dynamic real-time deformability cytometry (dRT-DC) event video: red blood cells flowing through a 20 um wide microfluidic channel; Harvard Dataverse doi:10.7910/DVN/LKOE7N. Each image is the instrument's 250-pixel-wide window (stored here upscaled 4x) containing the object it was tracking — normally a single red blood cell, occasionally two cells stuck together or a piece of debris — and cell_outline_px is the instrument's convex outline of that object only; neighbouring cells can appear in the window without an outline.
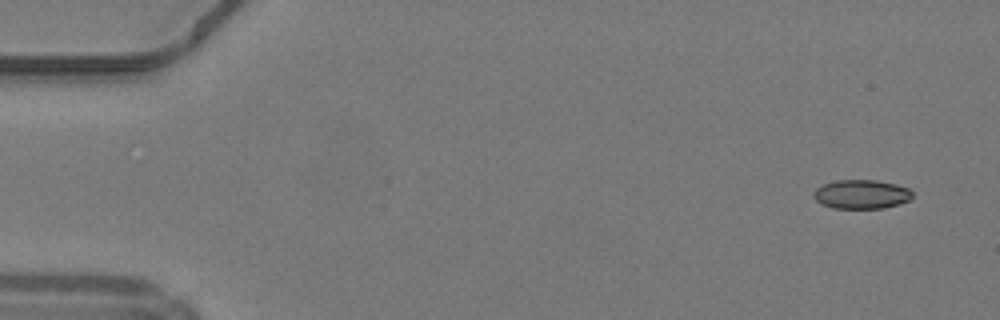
{"species": "common noctule bat (a hibernating species)", "species_latin": "Nyctalus noctula", "temperature_condition": "warm", "stored_images_in_passage": 45, "camera_frame_rate_fps": 3000, "um_per_image_px": 0.085, "animal": {"sex": "male", "body_mass_g": 19.2, "forearm_length_mm": 51.8}, "frame": {"image": 1, "passage_image": 1, "time_ms": 0.0, "image_size_px": [1000, 320], "cell_outline_px": [[912, 196], [908, 200], [884, 208], [832, 208], [820, 204], [812, 196], [812, 192], [816, 188], [824, 184], [836, 180], [876, 180], [896, 184], [908, 188], [912, 192]], "centroid_in_image_um": [73.17, 16.51], "position_along_channel_um": 11.8, "area_um2": 16.7}}
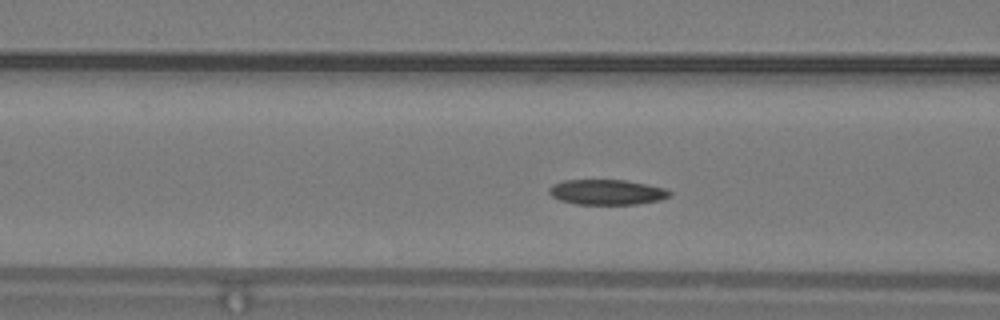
{"frame": {"image": 2, "passage_image": 15, "time_ms": 4.667, "image_size_px": [1000, 320], "cell_outline_px": [[672, 192], [668, 196], [660, 200], [636, 204], [576, 204], [560, 200], [552, 196], [548, 192], [548, 188], [552, 184], [564, 180], [624, 180], [664, 188]], "centroid_in_image_um": [51.53, 16.33], "position_along_channel_um": 115.1, "area_um2": 17.57}}
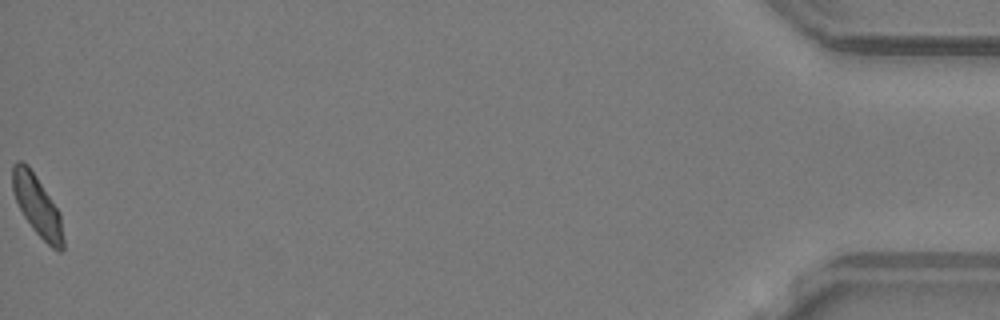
{"frame": {"image": 3, "passage_image": 45, "time_ms": 14.667, "image_size_px": [1000, 320], "cell_outline_px": [[64, 248], [60, 252], [52, 248], [32, 228], [24, 216], [16, 200], [12, 188], [12, 164], [16, 160], [24, 160], [28, 164], [60, 212], [64, 240]], "centroid_in_image_um": [3.16, 17.45], "position_along_channel_um": 432.0, "area_um2": 17.92}, "authors_computed_cell_mechanics": {"area_um2": 17.918, "velocity_mm_per_s": 4.1917, "shape_relaxation_time_tau1_ms": null, "shape_relaxation_time_tau2_ms": 4.0793, "deformation_change_tau1": null, "deformation_change_tau2": 0.0861}}